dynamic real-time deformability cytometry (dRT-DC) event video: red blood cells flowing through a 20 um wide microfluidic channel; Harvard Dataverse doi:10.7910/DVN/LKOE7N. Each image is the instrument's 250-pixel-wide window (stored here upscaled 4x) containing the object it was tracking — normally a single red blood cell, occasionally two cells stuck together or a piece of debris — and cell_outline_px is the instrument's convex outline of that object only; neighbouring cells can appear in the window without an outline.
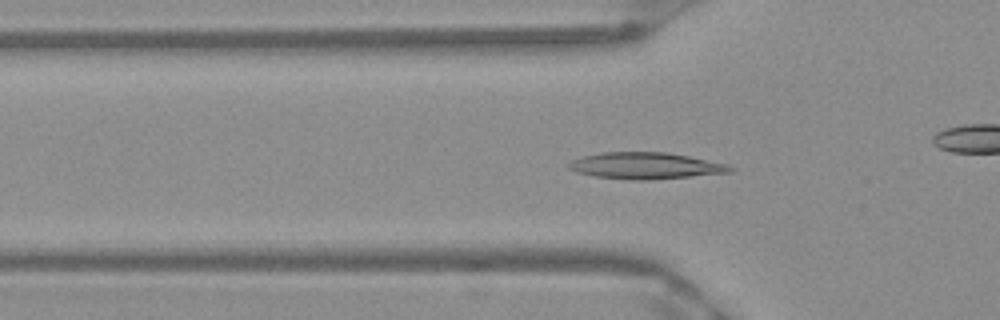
{"species": "Egyptian fruit bat (a non-hibernating species)", "species_latin": "Rousettus aegyptiacus", "temperature_condition": "warm", "stored_images_in_passage": 51, "camera_frame_rate_fps": 3000, "um_per_image_px": 0.085, "frame": {"image": 1, "passage_image": 16, "time_ms": 5.0, "image_size_px": [1000, 320], "cell_outline_px": [[736, 168], [732, 172], [644, 180], [632, 180], [596, 176], [576, 172], [568, 168], [568, 164], [572, 160], [584, 156], [604, 152], [664, 152], [688, 156], [728, 164]], "centroid_in_image_um": [54.88, 14.08], "position_along_channel_um": 70.9, "area_um2": 24.62}}
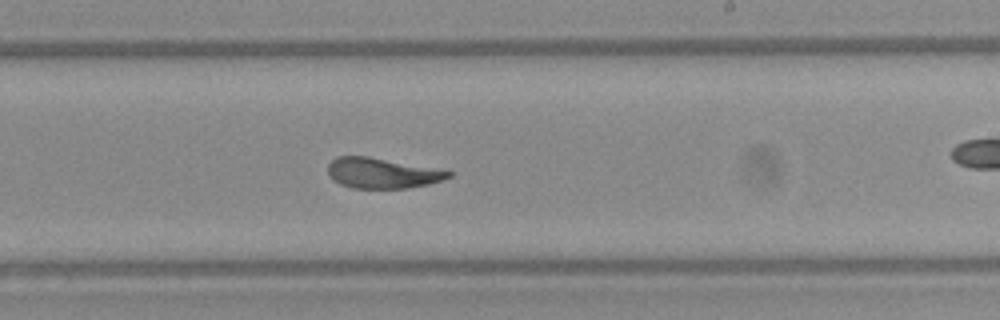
{"frame": {"image": 2, "passage_image": 30, "time_ms": 9.667, "image_size_px": [1000, 320], "cell_outline_px": [[452, 176], [428, 184], [408, 188], [352, 188], [340, 184], [332, 180], [328, 172], [328, 164], [336, 156], [368, 156], [452, 172]], "centroid_in_image_um": [32.4, 14.72], "position_along_channel_um": 256.6, "area_um2": 21.04}}
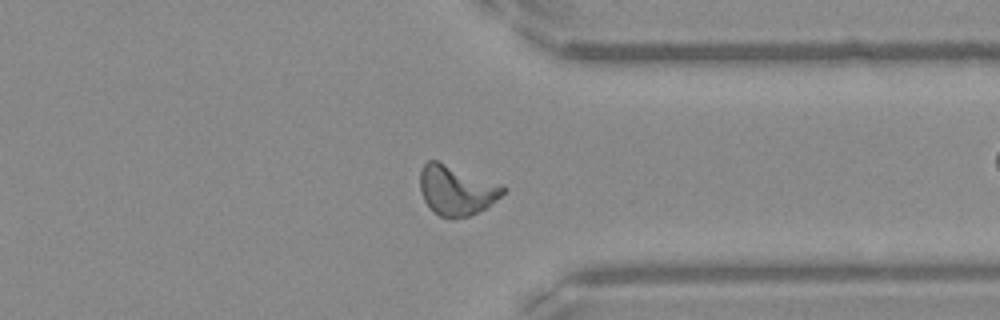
{"frame": {"image": 3, "passage_image": 39, "time_ms": 12.667, "image_size_px": [1000, 320], "cell_outline_px": [[508, 192], [488, 208], [468, 216], [440, 216], [432, 212], [424, 200], [420, 192], [420, 168], [428, 160], [436, 160], [504, 184], [508, 188]], "centroid_in_image_um": [38.86, 16.15], "position_along_channel_um": 372.5, "area_um2": 24.57}, "authors_computed_cell_mechanics": {"area_um2": 22.831, "velocity_mm_per_s": 3.9594, "shape_relaxation_time_tau1_ms": null, "shape_relaxation_time_tau2_ms": 1.186, "deformation_change_tau1": null, "deformation_change_tau2": 0.0649}}